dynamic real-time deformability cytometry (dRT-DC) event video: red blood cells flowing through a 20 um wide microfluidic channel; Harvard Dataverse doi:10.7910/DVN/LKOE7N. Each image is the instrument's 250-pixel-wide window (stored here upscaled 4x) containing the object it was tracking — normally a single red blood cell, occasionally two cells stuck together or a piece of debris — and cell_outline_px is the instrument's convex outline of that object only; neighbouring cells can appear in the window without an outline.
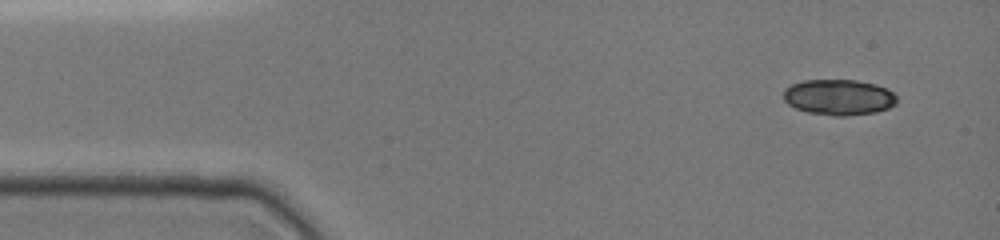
{"species": "common noctule bat (a hibernating species)", "species_latin": "Nyctalus noctula", "temperature_condition": "cold", "stored_images_in_passage": 14, "camera_frame_rate_fps": 3000, "um_per_image_px": 0.085, "animal": {"sex": "female", "body_mass_g": 19.0, "forearm_length_mm": 51.5}, "frame": {"image": 1, "passage_image": 1, "time_ms": 0.0, "image_size_px": [1000, 240], "cell_outline_px": [[896, 104], [888, 108], [876, 112], [844, 116], [832, 116], [808, 112], [796, 108], [788, 104], [784, 100], [784, 88], [792, 84], [804, 80], [856, 80], [876, 84], [888, 88], [896, 96]], "centroid_in_image_um": [71.3, 8.26], "position_along_channel_um": 13.7, "area_um2": 23.7}}
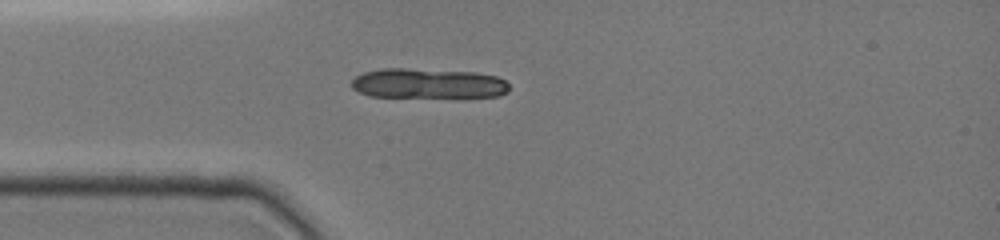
{"frame": {"image": 2, "passage_image": 12, "time_ms": 3.0, "image_size_px": [1000, 240], "cell_outline_px": [[508, 92], [500, 96], [368, 96], [352, 88], [352, 80], [356, 76], [364, 72], [380, 68], [404, 68], [476, 72], [496, 76], [504, 80], [508, 84]], "centroid_in_image_um": [36.37, 7.07], "position_along_channel_um": 48.6, "area_um2": 27.22}}